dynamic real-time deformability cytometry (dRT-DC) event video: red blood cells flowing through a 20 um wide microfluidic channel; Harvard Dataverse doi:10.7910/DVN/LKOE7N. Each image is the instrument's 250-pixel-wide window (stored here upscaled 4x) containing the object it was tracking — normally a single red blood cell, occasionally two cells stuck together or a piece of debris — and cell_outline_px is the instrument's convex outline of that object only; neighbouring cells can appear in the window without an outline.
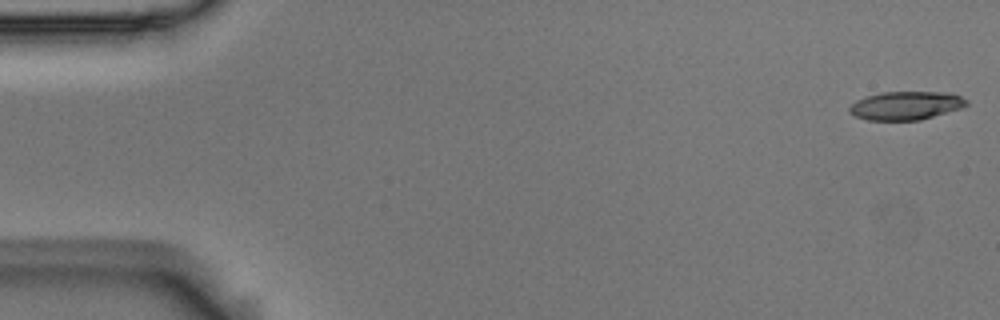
{"species": "Egyptian fruit bat (a non-hibernating species)", "species_latin": "Rousettus aegyptiacus", "temperature_condition": "room temperature", "stored_images_in_passage": 53, "camera_frame_rate_fps": 3000, "um_per_image_px": 0.085, "animal": {"sex": "male"}, "frame": {"image": 1, "passage_image": 1, "time_ms": 0.0, "image_size_px": [1000, 320], "cell_outline_px": [[968, 104], [964, 108], [920, 120], [868, 120], [856, 116], [848, 112], [848, 108], [856, 100], [868, 96], [884, 92], [952, 92], [968, 100]], "centroid_in_image_um": [77.06, 8.97], "position_along_channel_um": 7.9, "area_um2": 19.54}}
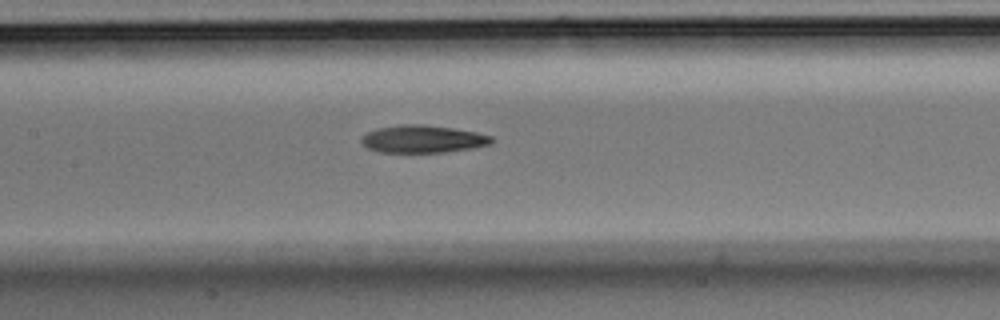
{"frame": {"image": 2, "passage_image": 25, "time_ms": 8.0, "image_size_px": [1000, 320], "cell_outline_px": [[496, 140], [492, 144], [472, 148], [444, 152], [380, 152], [368, 148], [360, 140], [368, 132], [376, 128], [400, 124], [424, 124], [452, 128], [476, 132], [492, 136]], "centroid_in_image_um": [35.98, 11.81], "position_along_channel_um": 171.4, "area_um2": 20.92}}
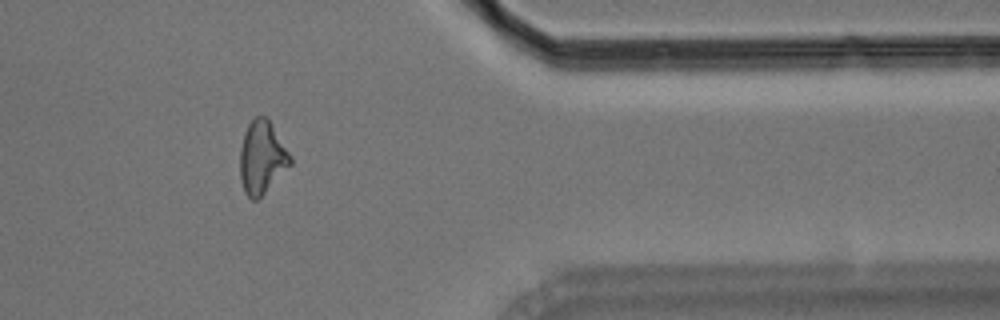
{"frame": {"image": 3, "passage_image": 44, "time_ms": 14.333, "image_size_px": [1000, 320], "cell_outline_px": [[292, 164], [256, 200], [252, 200], [244, 192], [240, 180], [240, 148], [244, 132], [248, 124], [256, 116], [268, 116], [292, 156]], "centroid_in_image_um": [22.27, 13.34], "position_along_channel_um": 389.1, "area_um2": 21.5}, "authors_computed_cell_mechanics": {"area_um2": 20.7502, "velocity_mm_per_s": 3.7343, "shape_relaxation_time_tau1_ms": 8.6895, "shape_relaxation_time_tau2_ms": 5.5835, "deformation_change_tau1": 0.212, "deformation_change_tau2": 0.1696}}